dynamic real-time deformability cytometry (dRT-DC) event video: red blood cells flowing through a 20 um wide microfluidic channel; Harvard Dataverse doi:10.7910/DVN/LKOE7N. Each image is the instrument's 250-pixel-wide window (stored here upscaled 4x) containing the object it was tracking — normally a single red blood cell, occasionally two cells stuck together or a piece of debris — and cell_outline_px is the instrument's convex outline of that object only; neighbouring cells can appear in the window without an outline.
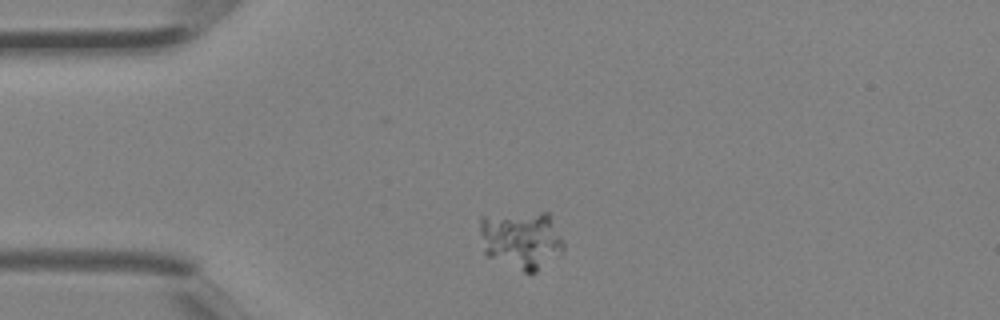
{"species": "Egyptian fruit bat (a non-hibernating species)", "species_latin": "Rousettus aegyptiacus", "temperature_condition": "room temperature", "stored_images_in_passage": 1, "camera_frame_rate_fps": 3000, "um_per_image_px": 0.085, "animal": {"sex": "female"}, "frame": {"image": 1, "passage_image": 1, "time_ms": 0.0, "image_size_px": [1000, 320], "cell_outline_px": [[564, 248], [560, 252], [536, 272], [524, 272], [484, 256], [480, 232], [480, 216], [540, 212], [548, 212], [564, 240]], "centroid_in_image_um": [44.29, 20.38], "position_along_channel_um": 40.7, "area_um2": 28.44}}